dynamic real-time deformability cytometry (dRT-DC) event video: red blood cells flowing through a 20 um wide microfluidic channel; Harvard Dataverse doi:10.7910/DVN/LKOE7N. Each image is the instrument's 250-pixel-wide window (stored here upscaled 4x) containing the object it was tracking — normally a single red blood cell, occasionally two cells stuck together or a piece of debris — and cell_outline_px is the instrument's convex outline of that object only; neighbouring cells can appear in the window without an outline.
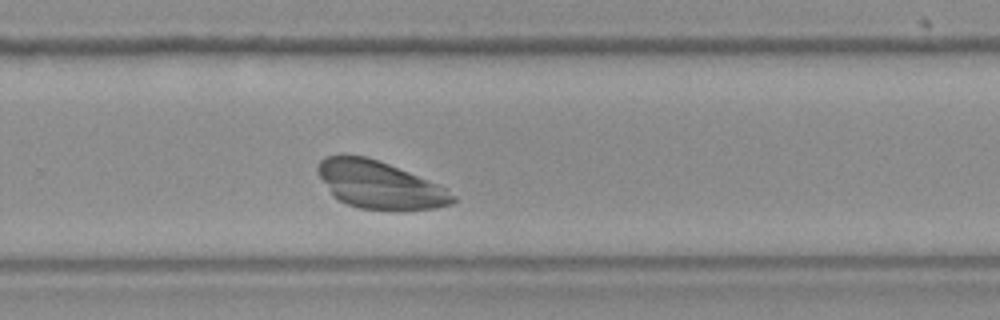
{"species": "Egyptian fruit bat (a non-hibernating species)", "species_latin": "Rousettus aegyptiacus", "temperature_condition": "room temperature", "stored_images_in_passage": 33, "camera_frame_rate_fps": 3000, "um_per_image_px": 0.085, "frame": {"image": 1, "passage_image": 22, "time_ms": 7.0, "image_size_px": [1000, 320], "cell_outline_px": [[456, 200], [452, 204], [436, 208], [404, 212], [392, 212], [360, 208], [348, 204], [332, 196], [320, 176], [316, 168], [316, 164], [324, 156], [340, 152], [364, 156], [388, 164], [440, 184], [456, 196]], "centroid_in_image_um": [32.26, 15.72], "position_along_channel_um": 297.5, "area_um2": 38.38}}